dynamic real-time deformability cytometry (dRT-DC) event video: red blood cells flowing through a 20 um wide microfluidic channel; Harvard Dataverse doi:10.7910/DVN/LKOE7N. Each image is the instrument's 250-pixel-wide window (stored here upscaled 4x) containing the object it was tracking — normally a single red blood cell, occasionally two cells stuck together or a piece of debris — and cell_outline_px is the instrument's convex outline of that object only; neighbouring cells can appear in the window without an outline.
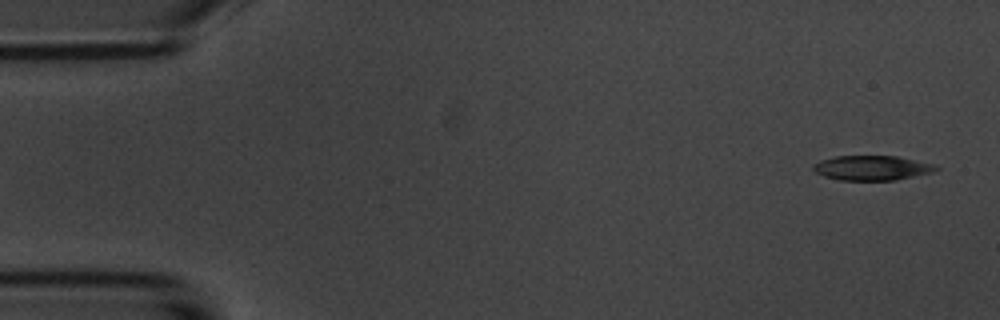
{"species": "common noctule bat (a hibernating species)", "species_latin": "Nyctalus noctula", "temperature_condition": "room temperature", "stored_images_in_passage": 4, "camera_frame_rate_fps": 3000, "um_per_image_px": 0.085, "animal": {"sex": "male", "body_mass_g": 20.1, "forearm_length_mm": 53.5}, "frame": {"image": 1, "passage_image": 1, "time_ms": 0.0, "image_size_px": [1000, 320], "cell_outline_px": [[940, 168], [932, 172], [896, 180], [840, 180], [824, 176], [816, 172], [812, 168], [812, 164], [820, 160], [836, 156], [896, 156], [936, 164]], "centroid_in_image_um": [74.12, 14.27], "position_along_channel_um": 10.9, "area_um2": 17.69}}
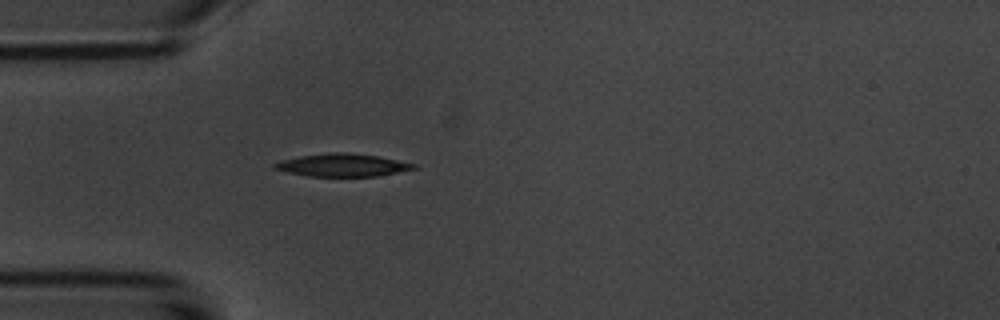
{"frame": {"image": 2, "passage_image": 4, "time_ms": 4.333, "image_size_px": [1000, 320], "cell_outline_px": [[420, 168], [376, 176], [308, 176], [288, 172], [272, 168], [272, 164], [280, 160], [300, 156], [328, 152], [348, 152], [376, 156], [416, 164]], "centroid_in_image_um": [29.09, 14.03], "position_along_channel_um": 55.9, "area_um2": 18.44}}